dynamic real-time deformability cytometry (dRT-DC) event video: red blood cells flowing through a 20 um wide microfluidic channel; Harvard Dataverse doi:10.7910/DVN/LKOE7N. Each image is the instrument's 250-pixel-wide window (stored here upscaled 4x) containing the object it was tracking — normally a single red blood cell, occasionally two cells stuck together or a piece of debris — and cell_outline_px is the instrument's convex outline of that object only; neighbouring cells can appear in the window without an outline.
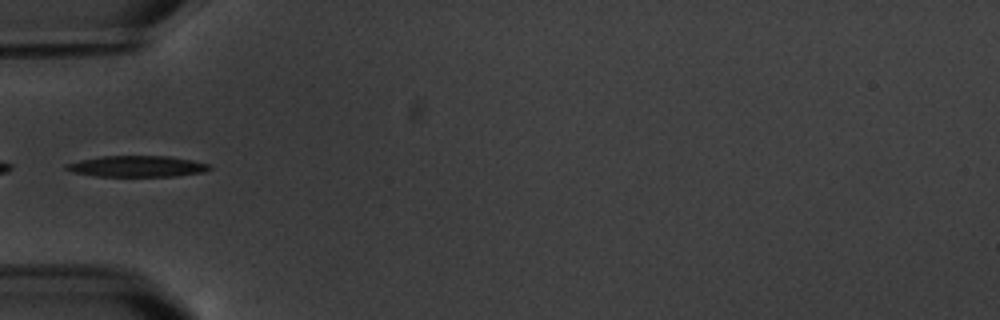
{"species": "common noctule bat (a hibernating species)", "species_latin": "Nyctalus noctula", "temperature_condition": "warm", "stored_images_in_passage": 4, "segment_of_instrument_passage": [2, 2], "camera_frame_rate_fps": 3000, "um_per_image_px": 0.085, "animal": {"sex": "male", "body_mass_g": 20.1, "forearm_length_mm": 53.5}, "frame": {"image": 1, "passage_image": 4, "time_ms": 4.333, "image_size_px": [1000, 320], "cell_outline_px": [[212, 168], [204, 172], [176, 176], [96, 176], [72, 172], [64, 168], [64, 164], [80, 160], [100, 156], [168, 156], [192, 160], [208, 164]], "centroid_in_image_um": [11.62, 14.14], "position_along_channel_um": 73.4, "area_um2": 17.63}}